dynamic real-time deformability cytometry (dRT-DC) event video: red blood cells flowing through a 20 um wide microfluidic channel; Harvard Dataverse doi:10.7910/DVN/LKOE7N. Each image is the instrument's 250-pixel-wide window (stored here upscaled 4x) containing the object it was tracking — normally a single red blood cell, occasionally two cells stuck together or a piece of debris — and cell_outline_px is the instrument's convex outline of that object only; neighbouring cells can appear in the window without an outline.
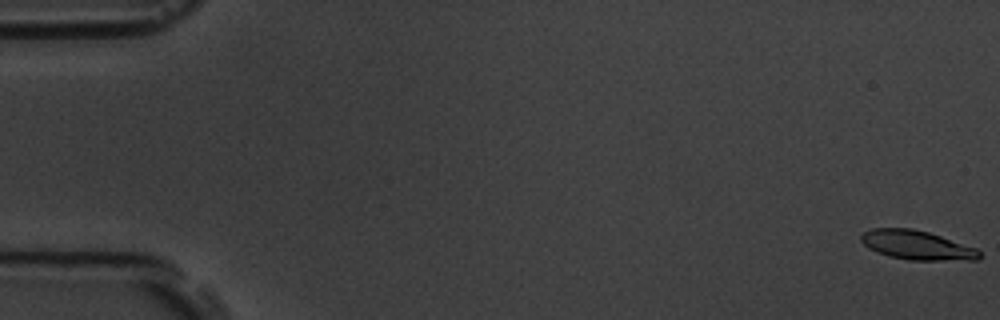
{"species": "common noctule bat (a hibernating species)", "species_latin": "Nyctalus noctula", "temperature_condition": "room temperature", "stored_images_in_passage": 5, "camera_frame_rate_fps": 3000, "um_per_image_px": 0.085, "animal": {"sex": "male", "body_mass_g": 19.5, "forearm_length_mm": 54.6}, "frame": {"image": 1, "passage_image": 1, "time_ms": 0.0, "image_size_px": [1000, 320], "cell_outline_px": [[980, 256], [976, 260], [908, 260], [888, 256], [868, 248], [860, 240], [860, 236], [864, 232], [872, 228], [912, 228], [928, 232], [976, 248], [980, 252]], "centroid_in_image_um": [77.9, 20.84], "position_along_channel_um": 7.1, "area_um2": 20.0}}
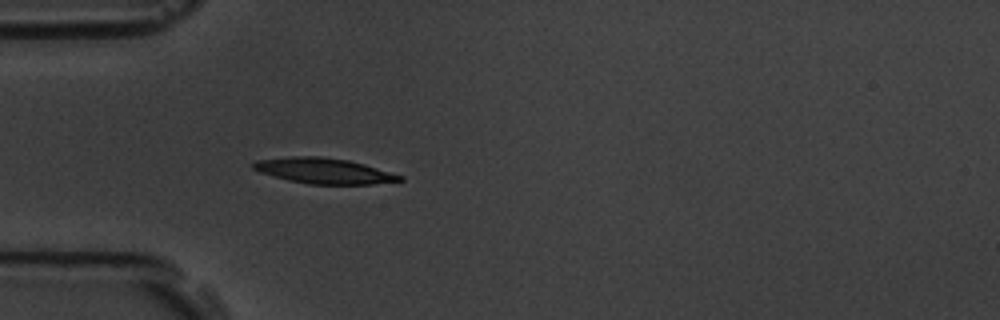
{"frame": {"image": 2, "passage_image": 5, "time_ms": 5.667, "image_size_px": [1000, 320], "cell_outline_px": [[404, 180], [372, 184], [308, 184], [288, 180], [260, 172], [252, 168], [252, 164], [256, 160], [292, 156], [320, 156], [348, 160], [364, 164], [404, 176]], "centroid_in_image_um": [27.53, 14.52], "position_along_channel_um": 57.5, "area_um2": 21.73}}